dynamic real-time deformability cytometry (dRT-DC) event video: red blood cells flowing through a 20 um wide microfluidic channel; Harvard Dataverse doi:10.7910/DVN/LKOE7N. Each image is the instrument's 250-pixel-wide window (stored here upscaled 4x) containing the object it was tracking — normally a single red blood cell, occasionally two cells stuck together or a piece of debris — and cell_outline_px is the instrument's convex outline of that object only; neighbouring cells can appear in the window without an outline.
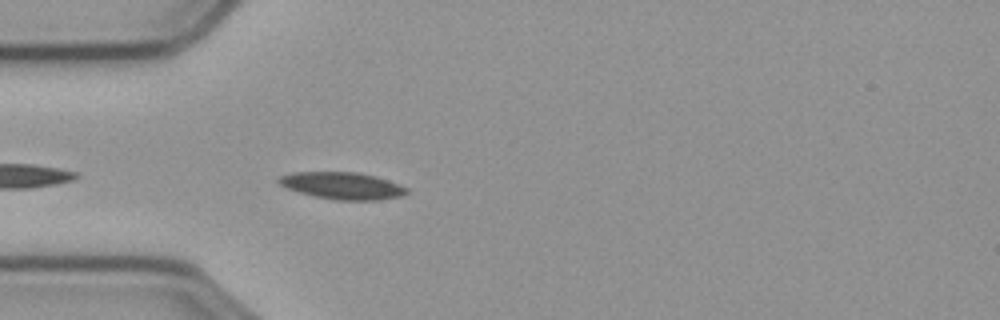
{"species": "common noctule bat (a hibernating species)", "species_latin": "Nyctalus noctula", "temperature_condition": "cold", "stored_images_in_passage": 13, "camera_frame_rate_fps": 3000, "um_per_image_px": 0.085, "animal": {"sex": "male", "body_mass_g": 23.1, "forearm_length_mm": 52.7}, "frame": {"image": 1, "passage_image": 3, "time_ms": 0.667, "image_size_px": [1000, 320], "cell_outline_px": [[408, 192], [400, 196], [380, 200], [332, 200], [300, 192], [288, 188], [280, 184], [276, 180], [280, 176], [292, 172], [360, 172], [376, 176], [388, 180], [408, 188]], "centroid_in_image_um": [29.11, 15.78], "position_along_channel_um": 55.9, "area_um2": 20.11}}
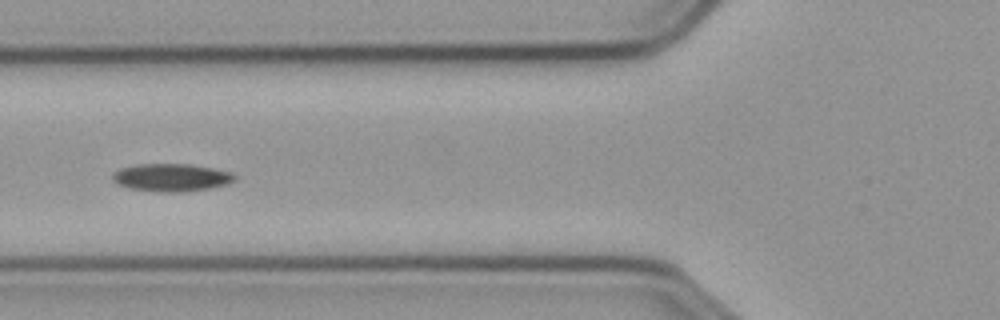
{"frame": {"image": 2, "passage_image": 8, "time_ms": 2.333, "image_size_px": [1000, 320], "cell_outline_px": [[236, 180], [228, 184], [188, 192], [160, 192], [128, 188], [116, 184], [112, 180], [112, 172], [120, 168], [136, 164], [192, 164], [232, 172], [236, 176]], "centroid_in_image_um": [14.55, 15.09], "position_along_channel_um": 111.3, "area_um2": 20.06}}